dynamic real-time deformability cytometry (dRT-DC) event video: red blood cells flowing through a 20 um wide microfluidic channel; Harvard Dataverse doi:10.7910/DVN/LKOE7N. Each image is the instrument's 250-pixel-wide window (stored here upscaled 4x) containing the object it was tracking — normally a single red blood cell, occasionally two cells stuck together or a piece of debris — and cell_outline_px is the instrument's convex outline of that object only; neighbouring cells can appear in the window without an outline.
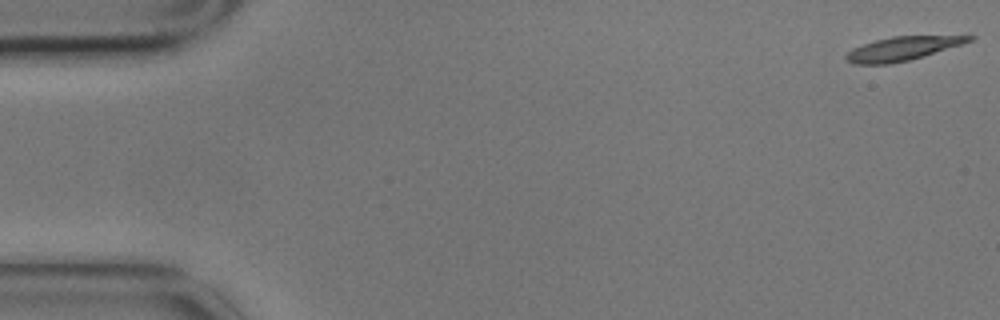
{"species": "common noctule bat (a hibernating species)", "species_latin": "Nyctalus noctula", "temperature_condition": "cold", "stored_images_in_passage": 3, "camera_frame_rate_fps": 3000, "um_per_image_px": 0.085, "animal": {"sex": "male", "body_mass_g": 17.9}, "frame": {"image": 1, "passage_image": 1, "time_ms": 0.0, "image_size_px": [1000, 320], "cell_outline_px": [[976, 36], [972, 40], [964, 44], [924, 56], [908, 60], [888, 64], [852, 64], [844, 56], [852, 48], [876, 40], [892, 36]], "centroid_in_image_um": [76.71, 4.13], "position_along_channel_um": 8.3, "area_um2": 16.88}}